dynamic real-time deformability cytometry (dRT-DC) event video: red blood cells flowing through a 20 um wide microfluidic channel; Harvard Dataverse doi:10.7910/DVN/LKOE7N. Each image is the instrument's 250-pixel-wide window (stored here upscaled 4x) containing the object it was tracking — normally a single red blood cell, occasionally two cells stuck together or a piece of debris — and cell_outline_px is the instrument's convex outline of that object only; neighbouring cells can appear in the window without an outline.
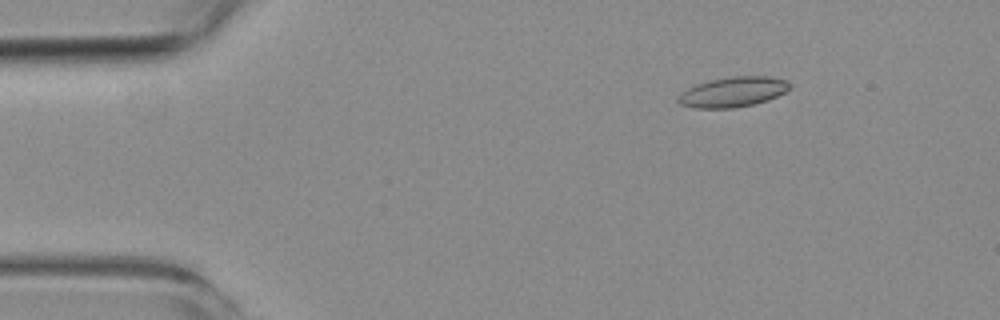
{"species": "common noctule bat (a hibernating species)", "species_latin": "Nyctalus noctula", "temperature_condition": "room temperature", "stored_images_in_passage": 6, "camera_frame_rate_fps": 3000, "um_per_image_px": 0.085, "animal": {"sex": "female", "body_mass_g": 19.3, "forearm_length_mm": 54.1}, "frame": {"image": 1, "passage_image": 2, "time_ms": 1.0, "image_size_px": [1000, 320], "cell_outline_px": [[792, 88], [768, 100], [752, 104], [732, 108], [696, 108], [680, 104], [676, 100], [676, 96], [688, 88], [696, 84], [712, 80], [732, 76], [768, 76], [788, 80], [792, 84]], "centroid_in_image_um": [62.32, 7.81], "position_along_channel_um": 22.7, "area_um2": 19.59}}
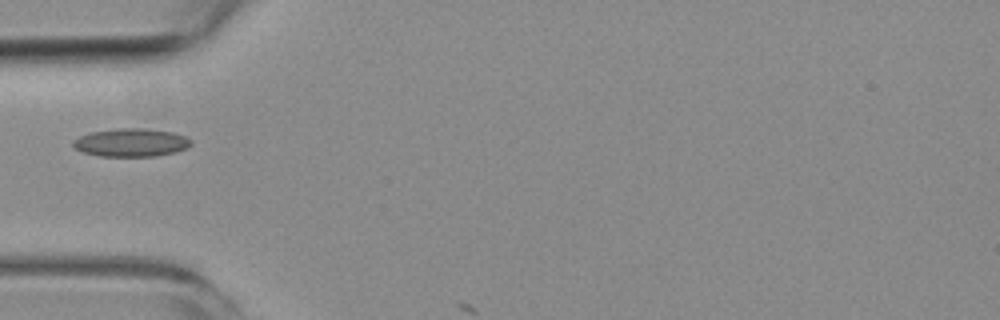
{"frame": {"image": 2, "passage_image": 5, "time_ms": 4.333, "image_size_px": [1000, 320], "cell_outline_px": [[192, 144], [188, 148], [176, 152], [156, 156], [100, 156], [84, 152], [76, 148], [72, 144], [72, 140], [80, 136], [92, 132], [116, 128], [144, 128], [172, 132], [184, 136], [192, 140]], "centroid_in_image_um": [11.17, 12.11], "position_along_channel_um": 73.8, "area_um2": 19.36}}